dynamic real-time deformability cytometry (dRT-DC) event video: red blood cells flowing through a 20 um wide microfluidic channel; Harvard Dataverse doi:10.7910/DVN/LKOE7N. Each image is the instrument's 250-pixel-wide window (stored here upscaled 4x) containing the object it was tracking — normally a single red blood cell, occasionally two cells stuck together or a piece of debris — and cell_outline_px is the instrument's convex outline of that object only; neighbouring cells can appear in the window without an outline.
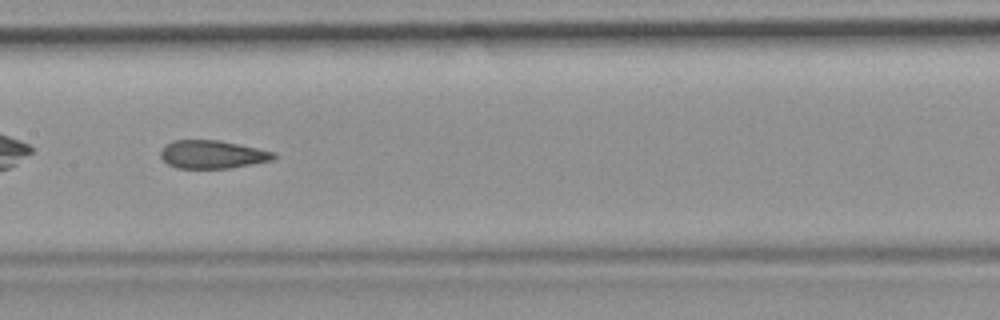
{"species": "common noctule bat (a hibernating species)", "species_latin": "Nyctalus noctula", "temperature_condition": "room temperature", "stored_images_in_passage": 37, "camera_frame_rate_fps": 3000, "um_per_image_px": 0.085, "animal": {"sex": "female", "body_mass_g": 19.9}, "frame": {"image": 1, "passage_image": 11, "time_ms": 3.333, "image_size_px": [1000, 320], "cell_outline_px": [[276, 156], [272, 160], [252, 164], [228, 168], [176, 168], [168, 164], [160, 156], [160, 152], [164, 144], [172, 140], [220, 140], [276, 152]], "centroid_in_image_um": [18.03, 13.12], "position_along_channel_um": 189.4, "area_um2": 18.61}, "authors_computed_cell_mechanics": {"area_um2": 19.652, "velocity_mm_per_s": 3.879, "shape_relaxation_time_tau1_ms": null, "shape_relaxation_time_tau2_ms": 2.1141, "deformation_change_tau1": null, "deformation_change_tau2": 0.1005}}